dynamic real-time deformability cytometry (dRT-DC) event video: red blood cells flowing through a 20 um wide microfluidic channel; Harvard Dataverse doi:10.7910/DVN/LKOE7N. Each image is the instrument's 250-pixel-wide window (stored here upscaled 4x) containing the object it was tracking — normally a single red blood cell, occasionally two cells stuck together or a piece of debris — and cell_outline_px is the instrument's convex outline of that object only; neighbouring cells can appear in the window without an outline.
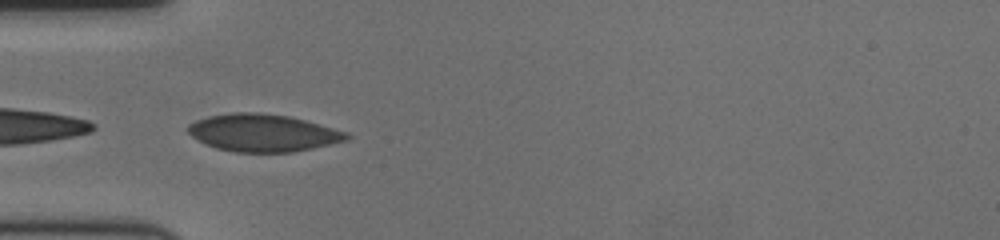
{"species": "human", "species_latin": "Homo sapiens", "temperature_condition": "cold", "stored_images_in_passage": 41, "camera_frame_rate_fps": 3000, "um_per_image_px": 0.085, "donor": {"sex": "female"}, "frame": {"image": 1, "passage_image": 1, "time_ms": 0.0, "image_size_px": [1000, 240], "cell_outline_px": [[352, 136], [348, 140], [312, 148], [292, 152], [232, 152], [216, 148], [204, 144], [196, 140], [188, 132], [188, 124], [196, 120], [208, 116], [232, 112], [260, 112], [288, 116], [304, 120], [348, 132]], "centroid_in_image_um": [22.33, 11.29], "position_along_channel_um": 62.7, "area_um2": 34.74}}
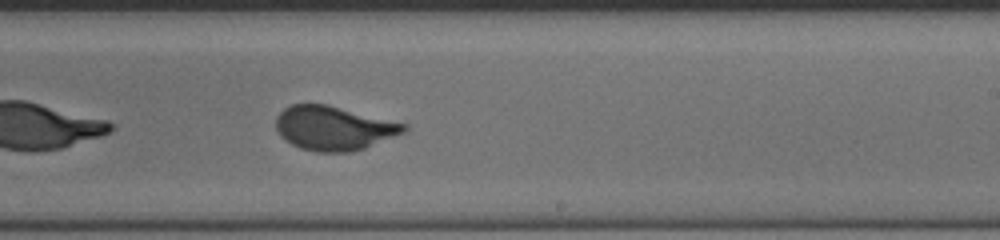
{"frame": {"image": 2, "passage_image": 18, "time_ms": 5.667, "image_size_px": [1000, 240], "cell_outline_px": [[408, 132], [364, 148], [352, 152], [316, 152], [300, 148], [284, 140], [280, 136], [276, 128], [276, 116], [284, 108], [292, 104], [328, 104], [408, 124]], "centroid_in_image_um": [28.4, 10.89], "position_along_channel_um": 260.6, "area_um2": 33.29}}
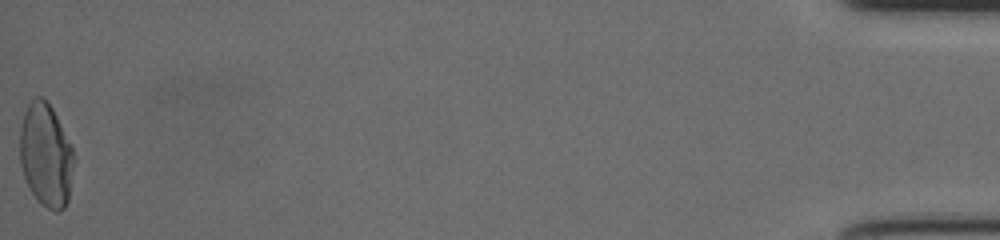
{"frame": {"image": 3, "passage_image": 41, "time_ms": 13.333, "image_size_px": [1000, 240], "cell_outline_px": [[76, 160], [68, 200], [64, 208], [60, 212], [56, 212], [48, 208], [32, 192], [24, 176], [20, 164], [20, 128], [24, 112], [28, 104], [36, 96], [40, 96], [52, 108], [72, 144], [76, 156]], "centroid_in_image_um": [3.94, 13.18], "position_along_channel_um": 431.3, "area_um2": 32.77}, "authors_computed_cell_mechanics": {"area_um2": 33.235, "velocity_mm_per_s": 3.5384, "shape_relaxation_time_tau1_ms": 8.1014, "shape_relaxation_time_tau2_ms": null, "deformation_change_tau1": 0.1979, "deformation_change_tau2": null}}